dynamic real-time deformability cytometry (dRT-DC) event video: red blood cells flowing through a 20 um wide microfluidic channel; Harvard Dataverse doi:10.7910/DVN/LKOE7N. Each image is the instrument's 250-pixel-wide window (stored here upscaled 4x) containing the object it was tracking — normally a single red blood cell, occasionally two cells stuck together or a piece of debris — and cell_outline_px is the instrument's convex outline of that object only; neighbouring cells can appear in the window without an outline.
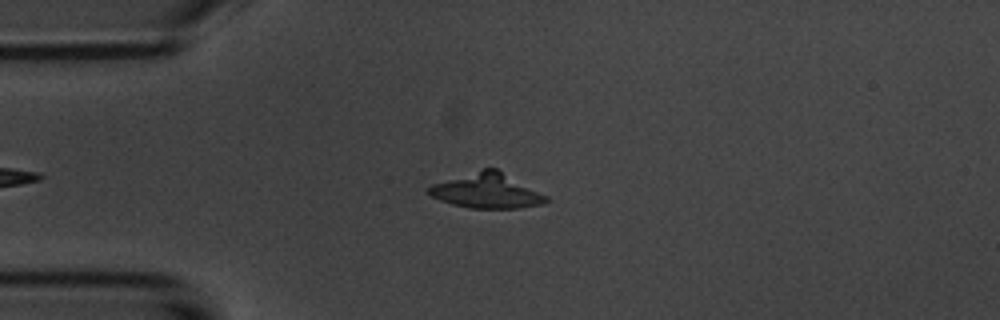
{"species": "common noctule bat (a hibernating species)", "species_latin": "Nyctalus noctula", "temperature_condition": "room temperature", "stored_images_in_passage": 4, "camera_frame_rate_fps": 3000, "um_per_image_px": 0.085, "animal": {"sex": "male", "body_mass_g": 20.1, "forearm_length_mm": 53.5}, "frame": {"image": 1, "passage_image": 2, "time_ms": 1.333, "image_size_px": [1000, 320], "cell_outline_px": [[548, 200], [544, 204], [520, 208], [468, 208], [452, 204], [440, 200], [424, 192], [432, 184], [484, 168], [496, 168], [548, 196]], "centroid_in_image_um": [41.38, 16.23], "position_along_channel_um": 43.6, "area_um2": 23.76}}